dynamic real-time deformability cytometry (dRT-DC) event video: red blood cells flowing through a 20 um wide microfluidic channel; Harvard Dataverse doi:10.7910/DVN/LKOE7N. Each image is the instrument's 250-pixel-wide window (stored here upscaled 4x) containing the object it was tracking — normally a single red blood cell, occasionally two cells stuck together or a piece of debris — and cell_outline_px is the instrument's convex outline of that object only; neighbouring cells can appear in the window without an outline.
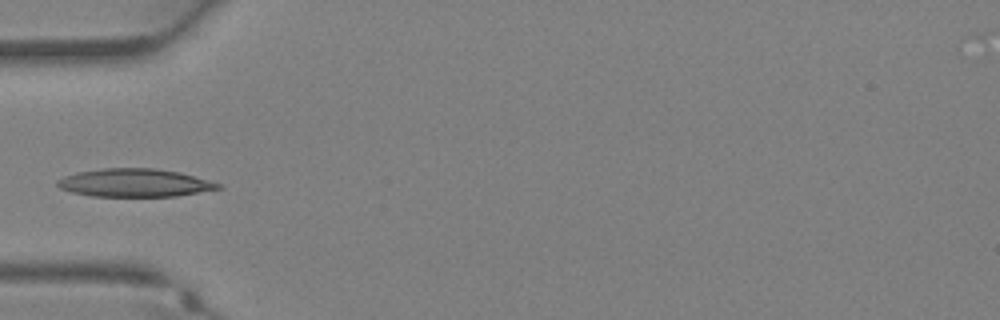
{"species": "Egyptian fruit bat (a non-hibernating species)", "species_latin": "Rousettus aegyptiacus", "temperature_condition": "warm", "stored_images_in_passage": 33, "camera_frame_rate_fps": 3000, "um_per_image_px": 0.085, "animal": {"sex": "female"}, "frame": {"image": 1, "passage_image": 9, "time_ms": 2.667, "image_size_px": [1000, 320], "cell_outline_px": [[224, 188], [176, 196], [92, 196], [72, 192], [60, 188], [56, 184], [56, 180], [64, 176], [76, 172], [104, 168], [156, 168], [180, 172], [220, 184]], "centroid_in_image_um": [11.42, 15.53], "position_along_channel_um": 73.6, "area_um2": 26.24}}
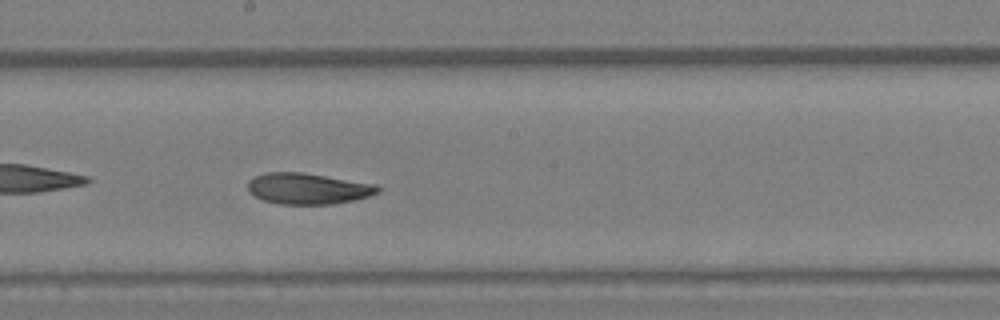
{"frame": {"image": 2, "passage_image": 17, "time_ms": 5.333, "image_size_px": [1000, 320], "cell_outline_px": [[380, 192], [368, 196], [352, 200], [332, 204], [280, 204], [260, 200], [248, 192], [248, 180], [256, 176], [268, 172], [304, 172], [380, 184]], "centroid_in_image_um": [26.19, 16.02], "position_along_channel_um": 222.0, "area_um2": 23.87}}
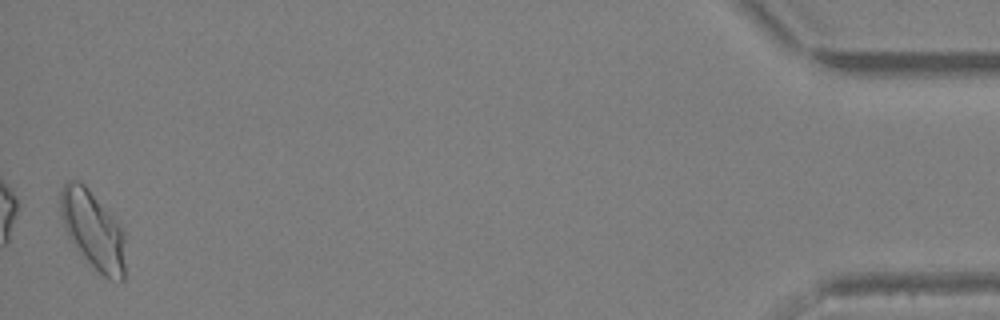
{"frame": {"image": 3, "passage_image": 33, "time_ms": 10.667, "image_size_px": [1000, 320], "cell_outline_px": [[124, 280], [108, 280], [80, 256], [68, 236], [64, 228], [60, 216], [60, 192], [64, 184], [68, 180], [80, 180], [88, 188], [120, 224], [124, 232]], "centroid_in_image_um": [7.88, 19.55], "position_along_channel_um": 427.3, "area_um2": 29.88}}